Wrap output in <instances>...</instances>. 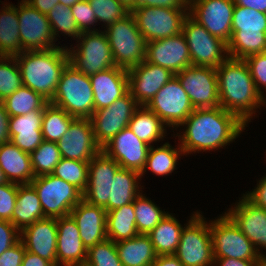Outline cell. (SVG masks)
I'll return each mask as SVG.
<instances>
[{
    "mask_svg": "<svg viewBox=\"0 0 266 266\" xmlns=\"http://www.w3.org/2000/svg\"><path fill=\"white\" fill-rule=\"evenodd\" d=\"M184 125L187 127L182 137L177 135L184 155L223 148L233 142L246 126L236 115L221 106L195 109L181 124Z\"/></svg>",
    "mask_w": 266,
    "mask_h": 266,
    "instance_id": "cell-1",
    "label": "cell"
},
{
    "mask_svg": "<svg viewBox=\"0 0 266 266\" xmlns=\"http://www.w3.org/2000/svg\"><path fill=\"white\" fill-rule=\"evenodd\" d=\"M216 74L220 106L243 123L250 122L266 99L257 91L245 60L228 57L216 68Z\"/></svg>",
    "mask_w": 266,
    "mask_h": 266,
    "instance_id": "cell-2",
    "label": "cell"
},
{
    "mask_svg": "<svg viewBox=\"0 0 266 266\" xmlns=\"http://www.w3.org/2000/svg\"><path fill=\"white\" fill-rule=\"evenodd\" d=\"M24 86L49 102L55 95L63 69L69 63L67 48L23 51L15 56Z\"/></svg>",
    "mask_w": 266,
    "mask_h": 266,
    "instance_id": "cell-3",
    "label": "cell"
},
{
    "mask_svg": "<svg viewBox=\"0 0 266 266\" xmlns=\"http://www.w3.org/2000/svg\"><path fill=\"white\" fill-rule=\"evenodd\" d=\"M227 52L236 59L266 52V13L235 5Z\"/></svg>",
    "mask_w": 266,
    "mask_h": 266,
    "instance_id": "cell-4",
    "label": "cell"
},
{
    "mask_svg": "<svg viewBox=\"0 0 266 266\" xmlns=\"http://www.w3.org/2000/svg\"><path fill=\"white\" fill-rule=\"evenodd\" d=\"M50 103L62 108L74 118L90 119L94 113V97L89 76L68 63L62 71Z\"/></svg>",
    "mask_w": 266,
    "mask_h": 266,
    "instance_id": "cell-5",
    "label": "cell"
},
{
    "mask_svg": "<svg viewBox=\"0 0 266 266\" xmlns=\"http://www.w3.org/2000/svg\"><path fill=\"white\" fill-rule=\"evenodd\" d=\"M106 29L115 66L130 70L145 60L147 42L131 13Z\"/></svg>",
    "mask_w": 266,
    "mask_h": 266,
    "instance_id": "cell-6",
    "label": "cell"
},
{
    "mask_svg": "<svg viewBox=\"0 0 266 266\" xmlns=\"http://www.w3.org/2000/svg\"><path fill=\"white\" fill-rule=\"evenodd\" d=\"M196 212L182 229L175 256L184 266H213L210 223ZM213 264V265H212Z\"/></svg>",
    "mask_w": 266,
    "mask_h": 266,
    "instance_id": "cell-7",
    "label": "cell"
},
{
    "mask_svg": "<svg viewBox=\"0 0 266 266\" xmlns=\"http://www.w3.org/2000/svg\"><path fill=\"white\" fill-rule=\"evenodd\" d=\"M80 45L67 48L69 64L86 76L94 75L100 71L115 67L111 47L105 31L82 32Z\"/></svg>",
    "mask_w": 266,
    "mask_h": 266,
    "instance_id": "cell-8",
    "label": "cell"
},
{
    "mask_svg": "<svg viewBox=\"0 0 266 266\" xmlns=\"http://www.w3.org/2000/svg\"><path fill=\"white\" fill-rule=\"evenodd\" d=\"M210 233L214 258L266 259L226 214L210 222Z\"/></svg>",
    "mask_w": 266,
    "mask_h": 266,
    "instance_id": "cell-9",
    "label": "cell"
},
{
    "mask_svg": "<svg viewBox=\"0 0 266 266\" xmlns=\"http://www.w3.org/2000/svg\"><path fill=\"white\" fill-rule=\"evenodd\" d=\"M37 191L45 217L60 218L83 199V193L74 185L53 175L35 177L30 183Z\"/></svg>",
    "mask_w": 266,
    "mask_h": 266,
    "instance_id": "cell-10",
    "label": "cell"
},
{
    "mask_svg": "<svg viewBox=\"0 0 266 266\" xmlns=\"http://www.w3.org/2000/svg\"><path fill=\"white\" fill-rule=\"evenodd\" d=\"M182 33L186 38L192 65L217 68L228 58L227 44L211 35L189 14L183 21Z\"/></svg>",
    "mask_w": 266,
    "mask_h": 266,
    "instance_id": "cell-11",
    "label": "cell"
},
{
    "mask_svg": "<svg viewBox=\"0 0 266 266\" xmlns=\"http://www.w3.org/2000/svg\"><path fill=\"white\" fill-rule=\"evenodd\" d=\"M130 13L138 30L148 42L180 34L188 9L135 7Z\"/></svg>",
    "mask_w": 266,
    "mask_h": 266,
    "instance_id": "cell-12",
    "label": "cell"
},
{
    "mask_svg": "<svg viewBox=\"0 0 266 266\" xmlns=\"http://www.w3.org/2000/svg\"><path fill=\"white\" fill-rule=\"evenodd\" d=\"M146 107L166 126L173 128L181 126L195 110L176 75L155 94Z\"/></svg>",
    "mask_w": 266,
    "mask_h": 266,
    "instance_id": "cell-13",
    "label": "cell"
},
{
    "mask_svg": "<svg viewBox=\"0 0 266 266\" xmlns=\"http://www.w3.org/2000/svg\"><path fill=\"white\" fill-rule=\"evenodd\" d=\"M194 109L220 106L216 68L190 65L176 74Z\"/></svg>",
    "mask_w": 266,
    "mask_h": 266,
    "instance_id": "cell-14",
    "label": "cell"
},
{
    "mask_svg": "<svg viewBox=\"0 0 266 266\" xmlns=\"http://www.w3.org/2000/svg\"><path fill=\"white\" fill-rule=\"evenodd\" d=\"M233 0H189L188 14L226 44L232 37Z\"/></svg>",
    "mask_w": 266,
    "mask_h": 266,
    "instance_id": "cell-15",
    "label": "cell"
},
{
    "mask_svg": "<svg viewBox=\"0 0 266 266\" xmlns=\"http://www.w3.org/2000/svg\"><path fill=\"white\" fill-rule=\"evenodd\" d=\"M139 107L128 92L110 106L94 111L90 117L98 145L103 148L118 132L128 127L131 117Z\"/></svg>",
    "mask_w": 266,
    "mask_h": 266,
    "instance_id": "cell-16",
    "label": "cell"
},
{
    "mask_svg": "<svg viewBox=\"0 0 266 266\" xmlns=\"http://www.w3.org/2000/svg\"><path fill=\"white\" fill-rule=\"evenodd\" d=\"M17 6L22 51L48 50L58 46L47 15L40 13L25 0Z\"/></svg>",
    "mask_w": 266,
    "mask_h": 266,
    "instance_id": "cell-17",
    "label": "cell"
},
{
    "mask_svg": "<svg viewBox=\"0 0 266 266\" xmlns=\"http://www.w3.org/2000/svg\"><path fill=\"white\" fill-rule=\"evenodd\" d=\"M120 165L103 150L89 162L88 183L83 192V200L94 206L103 207L108 212L111 179H114Z\"/></svg>",
    "mask_w": 266,
    "mask_h": 266,
    "instance_id": "cell-18",
    "label": "cell"
},
{
    "mask_svg": "<svg viewBox=\"0 0 266 266\" xmlns=\"http://www.w3.org/2000/svg\"><path fill=\"white\" fill-rule=\"evenodd\" d=\"M145 60L170 70L175 75L192 65L189 48L184 34L148 41Z\"/></svg>",
    "mask_w": 266,
    "mask_h": 266,
    "instance_id": "cell-19",
    "label": "cell"
},
{
    "mask_svg": "<svg viewBox=\"0 0 266 266\" xmlns=\"http://www.w3.org/2000/svg\"><path fill=\"white\" fill-rule=\"evenodd\" d=\"M61 158L90 162L102 148L95 140L90 119L76 118L57 142Z\"/></svg>",
    "mask_w": 266,
    "mask_h": 266,
    "instance_id": "cell-20",
    "label": "cell"
},
{
    "mask_svg": "<svg viewBox=\"0 0 266 266\" xmlns=\"http://www.w3.org/2000/svg\"><path fill=\"white\" fill-rule=\"evenodd\" d=\"M129 92L139 106H146L155 94L175 76L173 72L144 60L127 70Z\"/></svg>",
    "mask_w": 266,
    "mask_h": 266,
    "instance_id": "cell-21",
    "label": "cell"
},
{
    "mask_svg": "<svg viewBox=\"0 0 266 266\" xmlns=\"http://www.w3.org/2000/svg\"><path fill=\"white\" fill-rule=\"evenodd\" d=\"M150 146L140 140L128 127L118 132L102 150L113 158L121 168L141 173Z\"/></svg>",
    "mask_w": 266,
    "mask_h": 266,
    "instance_id": "cell-22",
    "label": "cell"
},
{
    "mask_svg": "<svg viewBox=\"0 0 266 266\" xmlns=\"http://www.w3.org/2000/svg\"><path fill=\"white\" fill-rule=\"evenodd\" d=\"M235 205L225 214L260 253V248H266V210L253 204L244 195L242 200Z\"/></svg>",
    "mask_w": 266,
    "mask_h": 266,
    "instance_id": "cell-23",
    "label": "cell"
},
{
    "mask_svg": "<svg viewBox=\"0 0 266 266\" xmlns=\"http://www.w3.org/2000/svg\"><path fill=\"white\" fill-rule=\"evenodd\" d=\"M20 240L26 251L39 255L57 266V225L56 218L45 217L36 220L20 232Z\"/></svg>",
    "mask_w": 266,
    "mask_h": 266,
    "instance_id": "cell-24",
    "label": "cell"
},
{
    "mask_svg": "<svg viewBox=\"0 0 266 266\" xmlns=\"http://www.w3.org/2000/svg\"><path fill=\"white\" fill-rule=\"evenodd\" d=\"M94 97V111L110 106L129 92L127 70L117 66L89 76Z\"/></svg>",
    "mask_w": 266,
    "mask_h": 266,
    "instance_id": "cell-25",
    "label": "cell"
},
{
    "mask_svg": "<svg viewBox=\"0 0 266 266\" xmlns=\"http://www.w3.org/2000/svg\"><path fill=\"white\" fill-rule=\"evenodd\" d=\"M57 225V266H74L85 262L87 248L83 245L79 229L71 215L56 218ZM61 263V264H60Z\"/></svg>",
    "mask_w": 266,
    "mask_h": 266,
    "instance_id": "cell-26",
    "label": "cell"
},
{
    "mask_svg": "<svg viewBox=\"0 0 266 266\" xmlns=\"http://www.w3.org/2000/svg\"><path fill=\"white\" fill-rule=\"evenodd\" d=\"M79 229L83 245L88 249L107 239L106 210L83 199L70 211Z\"/></svg>",
    "mask_w": 266,
    "mask_h": 266,
    "instance_id": "cell-27",
    "label": "cell"
},
{
    "mask_svg": "<svg viewBox=\"0 0 266 266\" xmlns=\"http://www.w3.org/2000/svg\"><path fill=\"white\" fill-rule=\"evenodd\" d=\"M43 111L35 110L9 118L11 142L20 150L31 153L44 141L41 132Z\"/></svg>",
    "mask_w": 266,
    "mask_h": 266,
    "instance_id": "cell-28",
    "label": "cell"
},
{
    "mask_svg": "<svg viewBox=\"0 0 266 266\" xmlns=\"http://www.w3.org/2000/svg\"><path fill=\"white\" fill-rule=\"evenodd\" d=\"M0 167L8 182L30 184L35 178L30 153L20 150L12 142L0 145Z\"/></svg>",
    "mask_w": 266,
    "mask_h": 266,
    "instance_id": "cell-29",
    "label": "cell"
},
{
    "mask_svg": "<svg viewBox=\"0 0 266 266\" xmlns=\"http://www.w3.org/2000/svg\"><path fill=\"white\" fill-rule=\"evenodd\" d=\"M45 218L37 191L31 184H18L12 224L21 232L36 220Z\"/></svg>",
    "mask_w": 266,
    "mask_h": 266,
    "instance_id": "cell-30",
    "label": "cell"
},
{
    "mask_svg": "<svg viewBox=\"0 0 266 266\" xmlns=\"http://www.w3.org/2000/svg\"><path fill=\"white\" fill-rule=\"evenodd\" d=\"M116 250L122 266H152L157 256L150 237L144 234L116 242Z\"/></svg>",
    "mask_w": 266,
    "mask_h": 266,
    "instance_id": "cell-31",
    "label": "cell"
},
{
    "mask_svg": "<svg viewBox=\"0 0 266 266\" xmlns=\"http://www.w3.org/2000/svg\"><path fill=\"white\" fill-rule=\"evenodd\" d=\"M140 178V173L134 170L120 168L116 172L114 179H111L108 211L135 201L140 194L137 181Z\"/></svg>",
    "mask_w": 266,
    "mask_h": 266,
    "instance_id": "cell-32",
    "label": "cell"
},
{
    "mask_svg": "<svg viewBox=\"0 0 266 266\" xmlns=\"http://www.w3.org/2000/svg\"><path fill=\"white\" fill-rule=\"evenodd\" d=\"M106 233L107 238L115 243L139 235L133 202L107 212Z\"/></svg>",
    "mask_w": 266,
    "mask_h": 266,
    "instance_id": "cell-33",
    "label": "cell"
},
{
    "mask_svg": "<svg viewBox=\"0 0 266 266\" xmlns=\"http://www.w3.org/2000/svg\"><path fill=\"white\" fill-rule=\"evenodd\" d=\"M0 12V56L15 57L22 53L17 7L6 4Z\"/></svg>",
    "mask_w": 266,
    "mask_h": 266,
    "instance_id": "cell-34",
    "label": "cell"
},
{
    "mask_svg": "<svg viewBox=\"0 0 266 266\" xmlns=\"http://www.w3.org/2000/svg\"><path fill=\"white\" fill-rule=\"evenodd\" d=\"M183 226L169 213L152 229L148 236L153 244L156 255H174Z\"/></svg>",
    "mask_w": 266,
    "mask_h": 266,
    "instance_id": "cell-35",
    "label": "cell"
},
{
    "mask_svg": "<svg viewBox=\"0 0 266 266\" xmlns=\"http://www.w3.org/2000/svg\"><path fill=\"white\" fill-rule=\"evenodd\" d=\"M128 126L140 140L149 146L164 138L166 132L164 122L146 106H139L135 110Z\"/></svg>",
    "mask_w": 266,
    "mask_h": 266,
    "instance_id": "cell-36",
    "label": "cell"
},
{
    "mask_svg": "<svg viewBox=\"0 0 266 266\" xmlns=\"http://www.w3.org/2000/svg\"><path fill=\"white\" fill-rule=\"evenodd\" d=\"M2 102L10 117L25 115L35 110H44V107L49 103L41 94L24 85Z\"/></svg>",
    "mask_w": 266,
    "mask_h": 266,
    "instance_id": "cell-37",
    "label": "cell"
},
{
    "mask_svg": "<svg viewBox=\"0 0 266 266\" xmlns=\"http://www.w3.org/2000/svg\"><path fill=\"white\" fill-rule=\"evenodd\" d=\"M179 154L184 155L181 147L174 148L168 142L159 148L150 146L146 163L140 176L142 177L147 169L160 176L172 173L176 168L177 159L180 158Z\"/></svg>",
    "mask_w": 266,
    "mask_h": 266,
    "instance_id": "cell-38",
    "label": "cell"
},
{
    "mask_svg": "<svg viewBox=\"0 0 266 266\" xmlns=\"http://www.w3.org/2000/svg\"><path fill=\"white\" fill-rule=\"evenodd\" d=\"M76 118L62 108L48 103L44 107L41 132L45 141L58 142Z\"/></svg>",
    "mask_w": 266,
    "mask_h": 266,
    "instance_id": "cell-39",
    "label": "cell"
},
{
    "mask_svg": "<svg viewBox=\"0 0 266 266\" xmlns=\"http://www.w3.org/2000/svg\"><path fill=\"white\" fill-rule=\"evenodd\" d=\"M133 206L139 234L148 235L168 214V212L166 213L160 210V207L156 206V204L147 199L142 193L136 197Z\"/></svg>",
    "mask_w": 266,
    "mask_h": 266,
    "instance_id": "cell-40",
    "label": "cell"
},
{
    "mask_svg": "<svg viewBox=\"0 0 266 266\" xmlns=\"http://www.w3.org/2000/svg\"><path fill=\"white\" fill-rule=\"evenodd\" d=\"M30 159L35 177L52 174L61 159L57 142L44 140L30 153Z\"/></svg>",
    "mask_w": 266,
    "mask_h": 266,
    "instance_id": "cell-41",
    "label": "cell"
},
{
    "mask_svg": "<svg viewBox=\"0 0 266 266\" xmlns=\"http://www.w3.org/2000/svg\"><path fill=\"white\" fill-rule=\"evenodd\" d=\"M89 162L61 158L52 174L74 185L82 193L88 183Z\"/></svg>",
    "mask_w": 266,
    "mask_h": 266,
    "instance_id": "cell-42",
    "label": "cell"
},
{
    "mask_svg": "<svg viewBox=\"0 0 266 266\" xmlns=\"http://www.w3.org/2000/svg\"><path fill=\"white\" fill-rule=\"evenodd\" d=\"M47 18L51 26L53 37L56 40V36L60 31L75 39L79 38L82 34L75 22L74 16L71 12V7H67L59 3L47 14Z\"/></svg>",
    "mask_w": 266,
    "mask_h": 266,
    "instance_id": "cell-43",
    "label": "cell"
},
{
    "mask_svg": "<svg viewBox=\"0 0 266 266\" xmlns=\"http://www.w3.org/2000/svg\"><path fill=\"white\" fill-rule=\"evenodd\" d=\"M22 85V76L16 57L0 56V101H3Z\"/></svg>",
    "mask_w": 266,
    "mask_h": 266,
    "instance_id": "cell-44",
    "label": "cell"
},
{
    "mask_svg": "<svg viewBox=\"0 0 266 266\" xmlns=\"http://www.w3.org/2000/svg\"><path fill=\"white\" fill-rule=\"evenodd\" d=\"M86 262L92 266H122L116 243L108 238L87 249Z\"/></svg>",
    "mask_w": 266,
    "mask_h": 266,
    "instance_id": "cell-45",
    "label": "cell"
},
{
    "mask_svg": "<svg viewBox=\"0 0 266 266\" xmlns=\"http://www.w3.org/2000/svg\"><path fill=\"white\" fill-rule=\"evenodd\" d=\"M95 17L98 21H102L108 25L124 18L130 13L122 3L117 0H88Z\"/></svg>",
    "mask_w": 266,
    "mask_h": 266,
    "instance_id": "cell-46",
    "label": "cell"
},
{
    "mask_svg": "<svg viewBox=\"0 0 266 266\" xmlns=\"http://www.w3.org/2000/svg\"><path fill=\"white\" fill-rule=\"evenodd\" d=\"M18 184L7 182L0 185V220L12 223V214L16 205Z\"/></svg>",
    "mask_w": 266,
    "mask_h": 266,
    "instance_id": "cell-47",
    "label": "cell"
},
{
    "mask_svg": "<svg viewBox=\"0 0 266 266\" xmlns=\"http://www.w3.org/2000/svg\"><path fill=\"white\" fill-rule=\"evenodd\" d=\"M244 60L249 67L257 91L264 97L261 86L266 89V52L249 55Z\"/></svg>",
    "mask_w": 266,
    "mask_h": 266,
    "instance_id": "cell-48",
    "label": "cell"
},
{
    "mask_svg": "<svg viewBox=\"0 0 266 266\" xmlns=\"http://www.w3.org/2000/svg\"><path fill=\"white\" fill-rule=\"evenodd\" d=\"M71 12L81 32L98 30H91L90 26L94 25L97 22V19L88 0H81L80 2L75 3L71 7Z\"/></svg>",
    "mask_w": 266,
    "mask_h": 266,
    "instance_id": "cell-49",
    "label": "cell"
},
{
    "mask_svg": "<svg viewBox=\"0 0 266 266\" xmlns=\"http://www.w3.org/2000/svg\"><path fill=\"white\" fill-rule=\"evenodd\" d=\"M20 241V231L10 222L0 220V255Z\"/></svg>",
    "mask_w": 266,
    "mask_h": 266,
    "instance_id": "cell-50",
    "label": "cell"
},
{
    "mask_svg": "<svg viewBox=\"0 0 266 266\" xmlns=\"http://www.w3.org/2000/svg\"><path fill=\"white\" fill-rule=\"evenodd\" d=\"M26 248L20 240L0 255V266H21Z\"/></svg>",
    "mask_w": 266,
    "mask_h": 266,
    "instance_id": "cell-51",
    "label": "cell"
},
{
    "mask_svg": "<svg viewBox=\"0 0 266 266\" xmlns=\"http://www.w3.org/2000/svg\"><path fill=\"white\" fill-rule=\"evenodd\" d=\"M135 7H164L188 9V0H138Z\"/></svg>",
    "mask_w": 266,
    "mask_h": 266,
    "instance_id": "cell-52",
    "label": "cell"
},
{
    "mask_svg": "<svg viewBox=\"0 0 266 266\" xmlns=\"http://www.w3.org/2000/svg\"><path fill=\"white\" fill-rule=\"evenodd\" d=\"M244 196L256 206L266 210V176L259 180L257 187Z\"/></svg>",
    "mask_w": 266,
    "mask_h": 266,
    "instance_id": "cell-53",
    "label": "cell"
},
{
    "mask_svg": "<svg viewBox=\"0 0 266 266\" xmlns=\"http://www.w3.org/2000/svg\"><path fill=\"white\" fill-rule=\"evenodd\" d=\"M9 114L7 113L5 106L0 101V145L11 142L9 134Z\"/></svg>",
    "mask_w": 266,
    "mask_h": 266,
    "instance_id": "cell-54",
    "label": "cell"
},
{
    "mask_svg": "<svg viewBox=\"0 0 266 266\" xmlns=\"http://www.w3.org/2000/svg\"><path fill=\"white\" fill-rule=\"evenodd\" d=\"M214 265L220 266H260L264 260H240L235 258H214Z\"/></svg>",
    "mask_w": 266,
    "mask_h": 266,
    "instance_id": "cell-55",
    "label": "cell"
},
{
    "mask_svg": "<svg viewBox=\"0 0 266 266\" xmlns=\"http://www.w3.org/2000/svg\"><path fill=\"white\" fill-rule=\"evenodd\" d=\"M21 266H54L50 261L39 255L26 251Z\"/></svg>",
    "mask_w": 266,
    "mask_h": 266,
    "instance_id": "cell-56",
    "label": "cell"
},
{
    "mask_svg": "<svg viewBox=\"0 0 266 266\" xmlns=\"http://www.w3.org/2000/svg\"><path fill=\"white\" fill-rule=\"evenodd\" d=\"M40 13L47 15L54 6L59 4V0H25Z\"/></svg>",
    "mask_w": 266,
    "mask_h": 266,
    "instance_id": "cell-57",
    "label": "cell"
},
{
    "mask_svg": "<svg viewBox=\"0 0 266 266\" xmlns=\"http://www.w3.org/2000/svg\"><path fill=\"white\" fill-rule=\"evenodd\" d=\"M235 5L266 13V0H233Z\"/></svg>",
    "mask_w": 266,
    "mask_h": 266,
    "instance_id": "cell-58",
    "label": "cell"
},
{
    "mask_svg": "<svg viewBox=\"0 0 266 266\" xmlns=\"http://www.w3.org/2000/svg\"><path fill=\"white\" fill-rule=\"evenodd\" d=\"M152 266H184L175 255H158Z\"/></svg>",
    "mask_w": 266,
    "mask_h": 266,
    "instance_id": "cell-59",
    "label": "cell"
},
{
    "mask_svg": "<svg viewBox=\"0 0 266 266\" xmlns=\"http://www.w3.org/2000/svg\"><path fill=\"white\" fill-rule=\"evenodd\" d=\"M117 1L122 3L130 11L135 8L138 2V0H117Z\"/></svg>",
    "mask_w": 266,
    "mask_h": 266,
    "instance_id": "cell-60",
    "label": "cell"
},
{
    "mask_svg": "<svg viewBox=\"0 0 266 266\" xmlns=\"http://www.w3.org/2000/svg\"><path fill=\"white\" fill-rule=\"evenodd\" d=\"M80 1L81 0H59V3L67 7H72L75 3Z\"/></svg>",
    "mask_w": 266,
    "mask_h": 266,
    "instance_id": "cell-61",
    "label": "cell"
},
{
    "mask_svg": "<svg viewBox=\"0 0 266 266\" xmlns=\"http://www.w3.org/2000/svg\"><path fill=\"white\" fill-rule=\"evenodd\" d=\"M8 181H7V179L5 178V175H4V173H3V171H2V168L0 167V185L1 184H4V183H7Z\"/></svg>",
    "mask_w": 266,
    "mask_h": 266,
    "instance_id": "cell-62",
    "label": "cell"
},
{
    "mask_svg": "<svg viewBox=\"0 0 266 266\" xmlns=\"http://www.w3.org/2000/svg\"><path fill=\"white\" fill-rule=\"evenodd\" d=\"M74 266H92V265H90L89 263H87V262L85 261V262H81V263H79V264H76V265H74Z\"/></svg>",
    "mask_w": 266,
    "mask_h": 266,
    "instance_id": "cell-63",
    "label": "cell"
},
{
    "mask_svg": "<svg viewBox=\"0 0 266 266\" xmlns=\"http://www.w3.org/2000/svg\"><path fill=\"white\" fill-rule=\"evenodd\" d=\"M260 266H266V259L261 263Z\"/></svg>",
    "mask_w": 266,
    "mask_h": 266,
    "instance_id": "cell-64",
    "label": "cell"
}]
</instances>
